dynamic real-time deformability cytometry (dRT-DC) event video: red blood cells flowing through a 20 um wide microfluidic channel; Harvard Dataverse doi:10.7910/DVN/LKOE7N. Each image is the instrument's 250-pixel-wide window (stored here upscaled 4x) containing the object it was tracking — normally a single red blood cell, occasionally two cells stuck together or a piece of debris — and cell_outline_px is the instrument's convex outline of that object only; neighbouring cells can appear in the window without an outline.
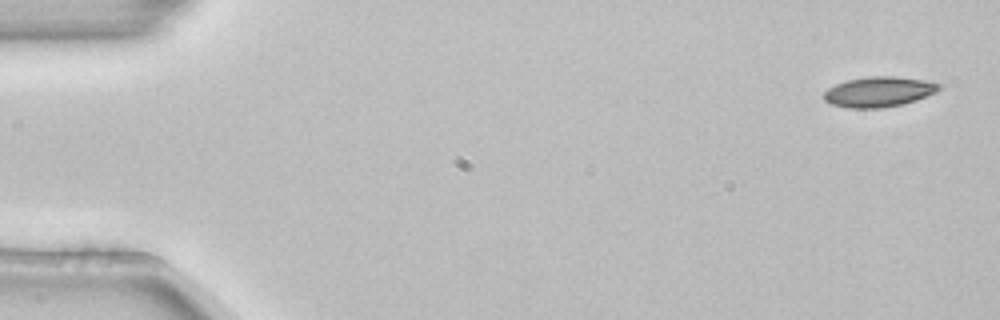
{"species": "common noctule bat (a hibernating species)", "species_latin": "Nyctalus noctula", "temperature_condition": "room temperature", "stored_images_in_passage": 6, "camera_frame_rate_fps": 3000, "um_per_image_px": 0.085, "animal": {"sex": "female", "body_mass_g": 22.7, "forearm_length_mm": 54.2}, "frame": {"image": 1, "passage_image": 1, "time_ms": 0.0, "image_size_px": [1000, 320], "cell_outline_px": [[944, 84], [936, 92], [916, 100], [904, 104], [884, 108], [848, 108], [832, 104], [824, 100], [824, 92], [828, 88], [836, 84], [848, 80], [868, 76], [896, 76], [924, 80]], "centroid_in_image_um": [74.73, 7.8], "position_along_channel_um": 10.3, "area_um2": 20.4}}
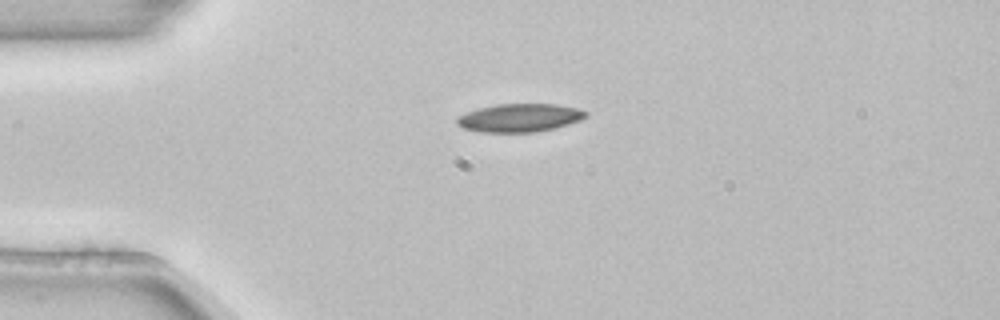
{"frame": {"image": 2, "passage_image": 4, "time_ms": 1.0, "image_size_px": [1000, 320], "cell_outline_px": [[588, 116], [580, 120], [556, 128], [536, 132], [480, 132], [464, 128], [456, 124], [456, 116], [476, 108], [496, 104], [556, 104], [576, 108], [588, 112]], "centroid_in_image_um": [44.14, 10.01], "position_along_channel_um": 40.9, "area_um2": 21.39}}